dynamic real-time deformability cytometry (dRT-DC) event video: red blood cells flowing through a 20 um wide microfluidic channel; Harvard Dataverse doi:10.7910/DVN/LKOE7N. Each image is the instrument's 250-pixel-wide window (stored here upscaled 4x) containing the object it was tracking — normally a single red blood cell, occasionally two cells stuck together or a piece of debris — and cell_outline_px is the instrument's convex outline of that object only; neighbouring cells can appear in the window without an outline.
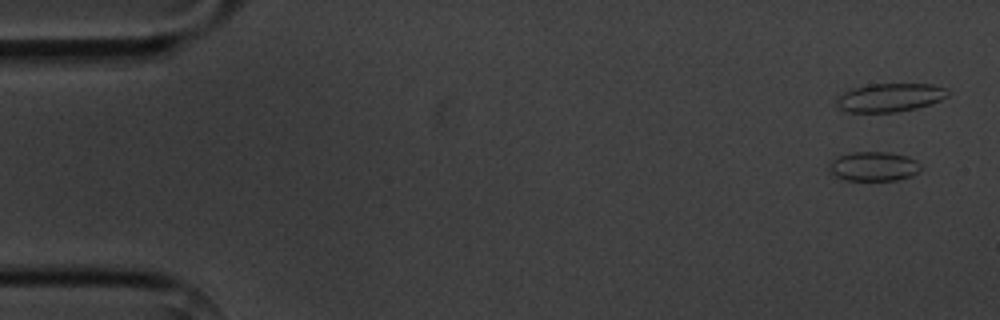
{"species": "common noctule bat (a hibernating species)", "species_latin": "Nyctalus noctula", "temperature_condition": "cold", "stored_images_in_passage": 4, "camera_frame_rate_fps": 3000, "um_per_image_px": 0.085, "animal": {"sex": "male", "body_mass_g": 20.1, "forearm_length_mm": 53.5}, "frame": {"image": 1, "passage_image": 1, "time_ms": 0.0, "image_size_px": [1000, 320], "cell_outline_px": [[920, 168], [912, 176], [896, 180], [844, 180], [836, 176], [828, 168], [828, 164], [836, 156], [852, 152], [888, 152], [908, 156], [916, 160], [920, 164]], "centroid_in_image_um": [74.24, 14.13], "position_along_channel_um": 10.8, "area_um2": 15.72}}